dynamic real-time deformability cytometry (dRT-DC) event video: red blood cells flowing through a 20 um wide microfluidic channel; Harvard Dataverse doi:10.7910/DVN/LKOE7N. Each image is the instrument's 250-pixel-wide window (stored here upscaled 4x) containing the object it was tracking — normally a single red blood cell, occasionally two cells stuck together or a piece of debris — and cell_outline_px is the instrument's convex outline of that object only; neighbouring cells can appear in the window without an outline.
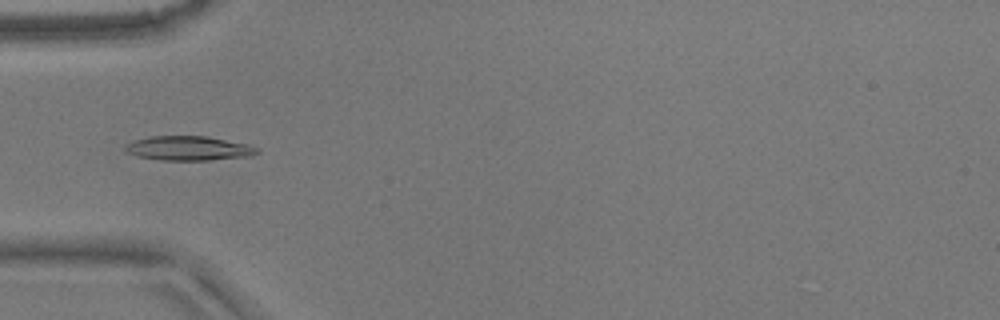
{"species": "common noctule bat (a hibernating species)", "species_latin": "Nyctalus noctula", "temperature_condition": "warm", "stored_images_in_passage": 50, "camera_frame_rate_fps": 3000, "um_per_image_px": 0.085, "animal": {"sex": "male", "body_mass_g": 17.9}, "frame": {"image": 1, "passage_image": 14, "time_ms": 4.333, "image_size_px": [1000, 320], "cell_outline_px": [[260, 152], [252, 156], [208, 160], [160, 160], [136, 156], [128, 152], [124, 148], [124, 144], [148, 136], [204, 136], [248, 144], [260, 148]], "centroid_in_image_um": [16.05, 12.61], "position_along_channel_um": 68.9, "area_um2": 18.79}}
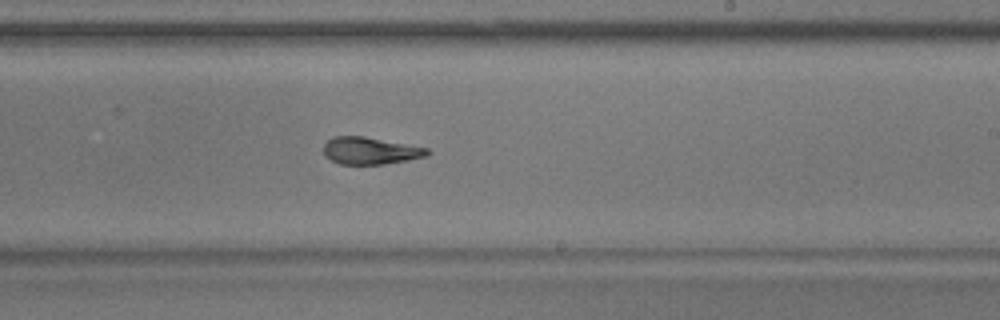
{"frame": {"image": 2, "passage_image": 29, "time_ms": 9.333, "image_size_px": [1000, 320], "cell_outline_px": [[432, 152], [428, 156], [408, 160], [384, 164], [340, 164], [324, 156], [324, 144], [332, 136], [364, 136], [428, 148]], "centroid_in_image_um": [31.49, 12.81], "position_along_channel_um": 257.5, "area_um2": 16.47}}
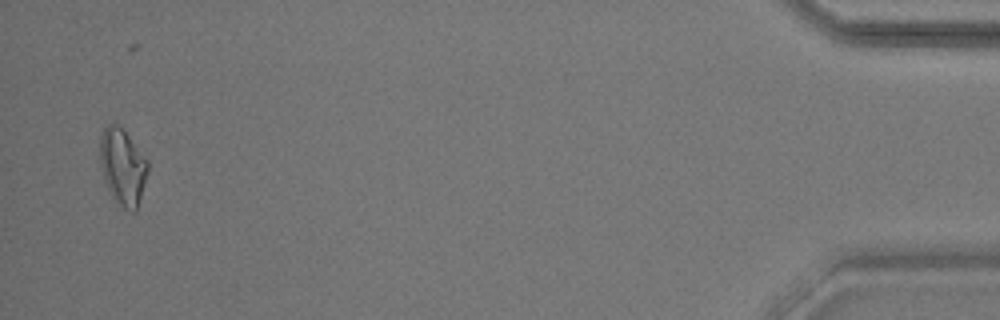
{"frame": {"image": 3, "passage_image": 49, "time_ms": 16.0, "image_size_px": [1000, 320], "cell_outline_px": [[148, 172], [136, 212], [132, 212], [124, 208], [112, 200], [108, 192], [104, 180], [100, 160], [100, 136], [104, 128], [108, 124], [116, 124], [124, 128], [148, 160]], "centroid_in_image_um": [10.43, 14.18], "position_along_channel_um": 424.8, "area_um2": 21.68}, "authors_computed_cell_mechanics": {"area_um2": 17.3111, "velocity_mm_per_s": 3.7591, "shape_relaxation_time_tau1_ms": 10.279, "shape_relaxation_time_tau2_ms": 2.2159, "deformation_change_tau1": 0.2649, "deformation_change_tau2": 0.0869}}